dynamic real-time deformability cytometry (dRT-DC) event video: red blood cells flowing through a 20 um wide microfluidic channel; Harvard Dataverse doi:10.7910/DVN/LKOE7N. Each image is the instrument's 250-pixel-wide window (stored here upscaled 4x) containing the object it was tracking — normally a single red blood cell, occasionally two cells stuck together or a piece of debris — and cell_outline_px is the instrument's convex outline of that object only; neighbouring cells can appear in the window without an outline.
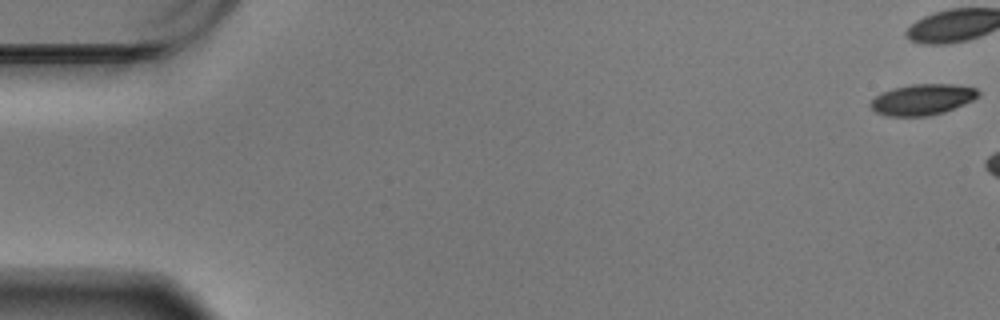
{"species": "Egyptian fruit bat (a non-hibernating species)", "species_latin": "Rousettus aegyptiacus", "temperature_condition": "warm", "stored_images_in_passage": 9, "camera_frame_rate_fps": 3000, "um_per_image_px": 0.085, "animal": {"sex": "male"}, "frame": {"image": 1, "passage_image": 1, "time_ms": 0.0, "image_size_px": [1000, 320], "cell_outline_px": [[980, 96], [972, 100], [944, 112], [928, 116], [884, 116], [876, 112], [868, 104], [876, 96], [892, 88], [912, 84], [952, 84], [976, 88], [980, 92]], "centroid_in_image_um": [78.39, 8.46], "position_along_channel_um": 6.6, "area_um2": 19.36}}